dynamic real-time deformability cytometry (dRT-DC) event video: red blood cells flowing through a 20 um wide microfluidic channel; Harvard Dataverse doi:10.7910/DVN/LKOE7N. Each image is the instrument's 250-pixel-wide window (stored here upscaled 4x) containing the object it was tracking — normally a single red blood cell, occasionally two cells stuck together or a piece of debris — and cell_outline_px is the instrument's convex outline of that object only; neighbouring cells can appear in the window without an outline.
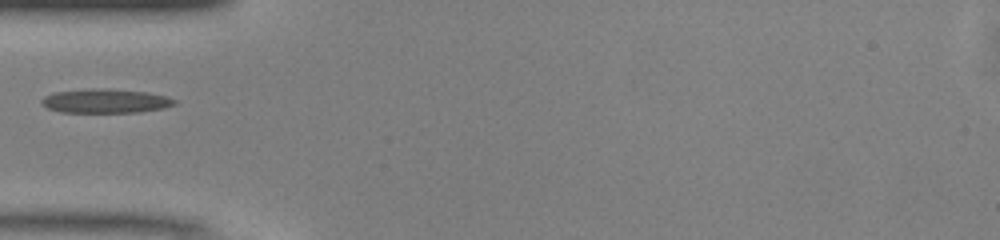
{"species": "common noctule bat (a hibernating species)", "species_latin": "Nyctalus noctula", "temperature_condition": "warm", "stored_images_in_passage": 35, "camera_frame_rate_fps": 3000, "um_per_image_px": 0.085, "animal": {"sex": "male", "body_mass_g": 13.0, "forearm_length_mm": 53.1}, "frame": {"image": 1, "passage_image": 1, "time_ms": 0.0, "image_size_px": [1000, 240], "cell_outline_px": [[176, 104], [164, 108], [140, 112], [60, 112], [48, 108], [40, 100], [44, 96], [56, 92], [92, 88], [100, 88], [144, 92], [168, 96], [176, 100]], "centroid_in_image_um": [8.99, 8.59], "position_along_channel_um": 76.0, "area_um2": 18.5}}
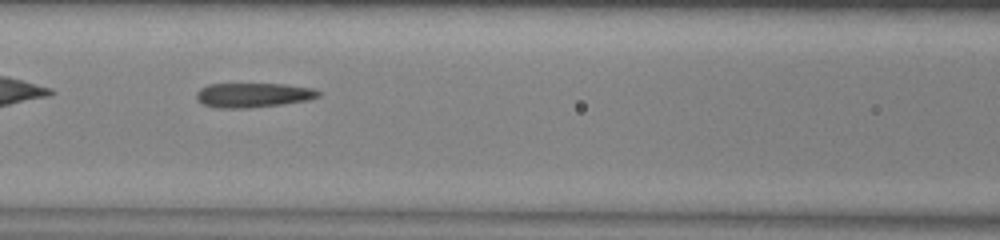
{"frame": {"image": 2, "passage_image": 6, "time_ms": 1.667, "image_size_px": [1000, 240], "cell_outline_px": [[320, 96], [308, 100], [280, 104], [248, 108], [220, 108], [204, 104], [196, 100], [196, 92], [200, 88], [208, 84], [284, 84], [312, 88], [320, 92]], "centroid_in_image_um": [21.49, 8.08], "position_along_channel_um": 145.1, "area_um2": 17.34}}